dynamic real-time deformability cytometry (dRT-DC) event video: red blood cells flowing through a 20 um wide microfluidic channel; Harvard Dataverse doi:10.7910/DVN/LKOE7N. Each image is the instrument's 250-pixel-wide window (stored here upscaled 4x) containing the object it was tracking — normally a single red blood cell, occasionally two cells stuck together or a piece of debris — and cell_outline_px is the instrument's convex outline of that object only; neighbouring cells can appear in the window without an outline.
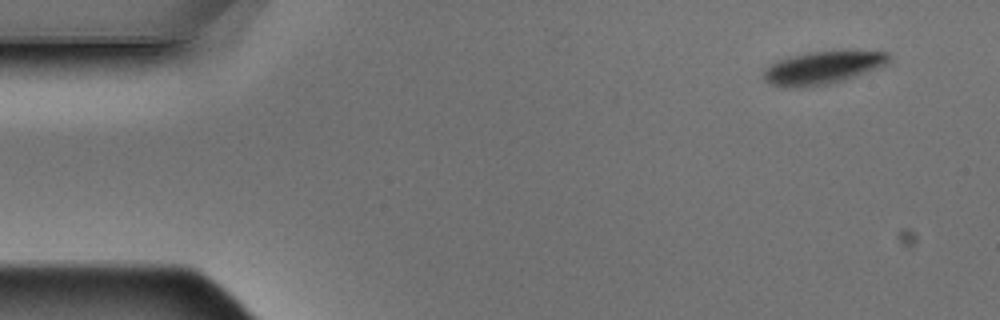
{"species": "Egyptian fruit bat (a non-hibernating species)", "species_latin": "Rousettus aegyptiacus", "temperature_condition": "warm", "stored_images_in_passage": 6, "camera_frame_rate_fps": 3000, "um_per_image_px": 0.085, "animal": {"sex": "male"}, "frame": {"image": 1, "passage_image": 1, "time_ms": 0.0, "image_size_px": [1000, 320], "cell_outline_px": [[892, 56], [888, 64], [832, 84], [792, 88], [788, 88], [772, 84], [764, 80], [764, 68], [776, 60], [808, 52], [888, 52]], "centroid_in_image_um": [69.89, 5.77], "position_along_channel_um": 15.1, "area_um2": 23.64}}
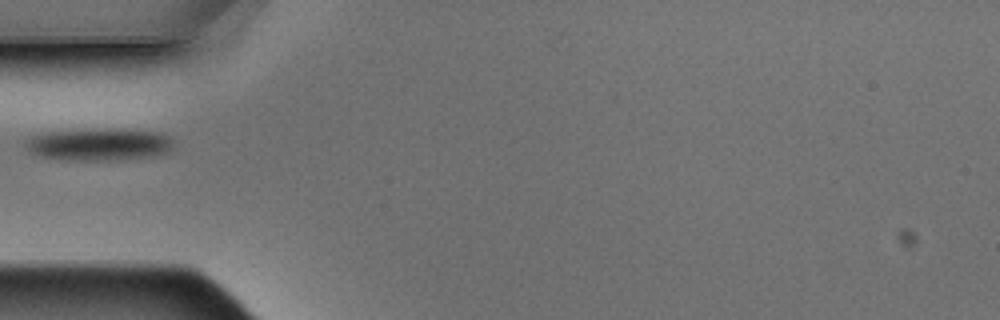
{"frame": {"image": 2, "passage_image": 5, "time_ms": 1.333, "image_size_px": [1000, 320], "cell_outline_px": [[172, 148], [168, 152], [152, 156], [120, 160], [64, 160], [40, 156], [28, 152], [24, 144], [32, 136], [44, 132], [92, 128], [120, 128], [160, 132], [168, 136], [172, 140]], "centroid_in_image_um": [8.41, 12.26], "position_along_channel_um": 76.6, "area_um2": 28.44}}
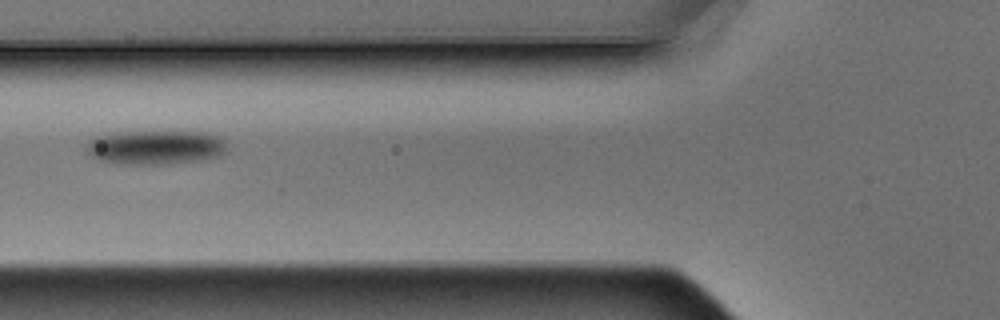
{"frame": {"image": 3, "passage_image": 6, "time_ms": 1.667, "image_size_px": [1000, 320], "cell_outline_px": [[228, 152], [216, 156], [200, 160], [168, 164], [116, 164], [100, 160], [92, 156], [84, 148], [88, 140], [96, 136], [112, 132], [208, 132], [220, 136], [224, 140]], "centroid_in_image_um": [13.2, 12.52], "position_along_channel_um": 112.6, "area_um2": 28.32}}